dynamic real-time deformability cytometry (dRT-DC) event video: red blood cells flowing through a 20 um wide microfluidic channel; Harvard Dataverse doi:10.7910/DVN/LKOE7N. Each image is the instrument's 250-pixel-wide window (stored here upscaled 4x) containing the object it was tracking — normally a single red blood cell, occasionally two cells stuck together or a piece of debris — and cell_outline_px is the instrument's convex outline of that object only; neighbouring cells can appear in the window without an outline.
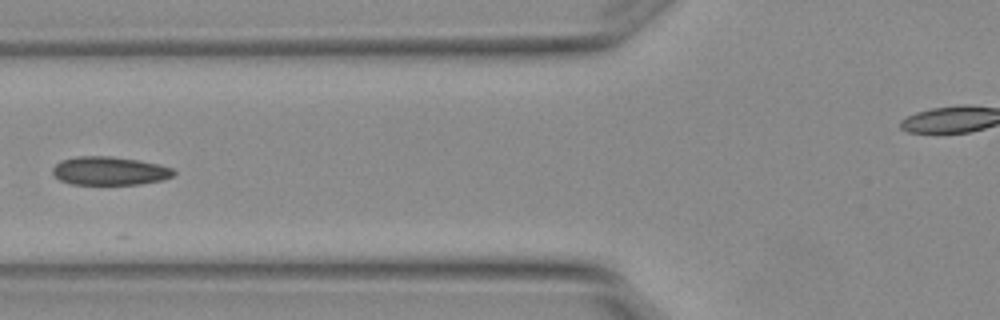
{"species": "Egyptian fruit bat (a non-hibernating species)", "species_latin": "Rousettus aegyptiacus", "temperature_condition": "warm", "stored_images_in_passage": 7, "segment_of_instrument_passage": [1, 2], "camera_frame_rate_fps": 3000, "um_per_image_px": 0.085, "animal": {"sex": "female"}, "frame": {"image": 1, "passage_image": 6, "time_ms": 1.667, "image_size_px": [1000, 320], "cell_outline_px": [[176, 172], [172, 176], [164, 180], [140, 184], [72, 184], [60, 180], [52, 176], [52, 168], [56, 164], [64, 160], [76, 156], [112, 156], [136, 160], [156, 164], [172, 168]], "centroid_in_image_um": [9.29, 14.53], "position_along_channel_um": 116.5, "area_um2": 20.0}}